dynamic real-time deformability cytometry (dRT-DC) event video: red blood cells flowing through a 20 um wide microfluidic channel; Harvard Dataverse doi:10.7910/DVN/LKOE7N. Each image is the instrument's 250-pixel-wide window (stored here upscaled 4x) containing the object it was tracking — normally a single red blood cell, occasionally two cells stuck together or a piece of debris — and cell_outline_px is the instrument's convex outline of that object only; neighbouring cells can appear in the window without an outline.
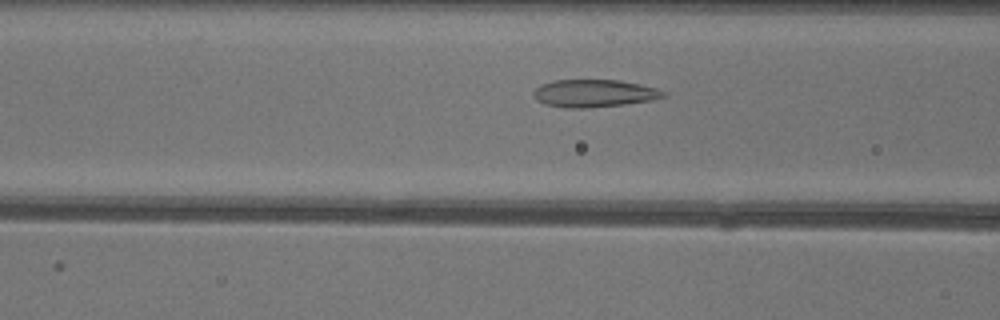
{"species": "common noctule bat (a hibernating species)", "species_latin": "Nyctalus noctula", "temperature_condition": "warm", "stored_images_in_passage": 37, "camera_frame_rate_fps": 3000, "um_per_image_px": 0.085, "animal": {"sex": "female"}, "frame": {"image": 1, "passage_image": 15, "time_ms": 4.667, "image_size_px": [1000, 320], "cell_outline_px": [[664, 96], [652, 100], [624, 104], [588, 108], [564, 108], [544, 104], [536, 100], [532, 96], [532, 92], [540, 84], [552, 80], [620, 80], [640, 84], [656, 88], [664, 92]], "centroid_in_image_um": [50.42, 7.93], "position_along_channel_um": 116.2, "area_um2": 20.98}}
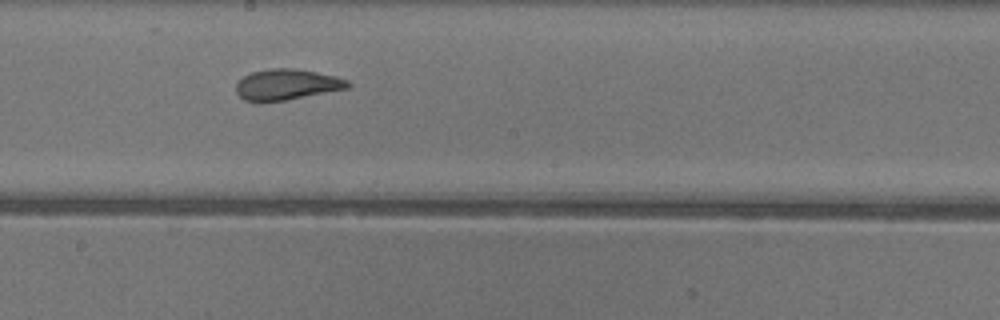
{"frame": {"image": 2, "passage_image": 23, "time_ms": 7.333, "image_size_px": [1000, 320], "cell_outline_px": [[352, 84], [348, 88], [284, 100], [260, 104], [244, 100], [236, 92], [236, 84], [244, 76], [252, 72], [268, 68], [296, 68], [336, 76], [348, 80]], "centroid_in_image_um": [24.34, 7.2], "position_along_channel_um": 223.9, "area_um2": 20.29}}
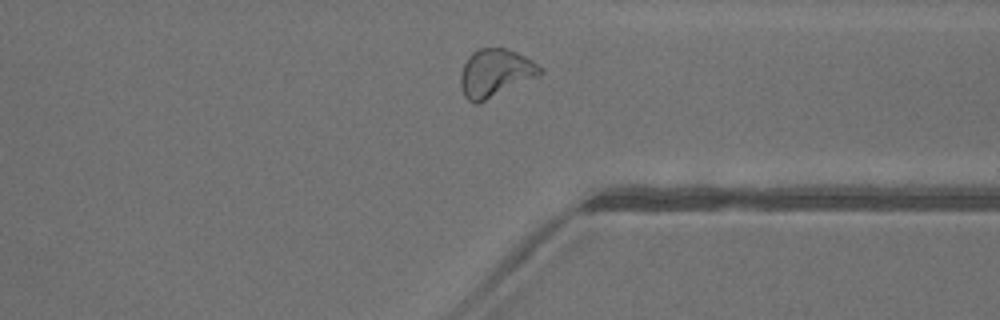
{"frame": {"image": 3, "passage_image": 34, "time_ms": 11.0, "image_size_px": [1000, 320], "cell_outline_px": [[544, 72], [540, 76], [476, 104], [472, 104], [464, 96], [460, 84], [460, 76], [464, 64], [468, 56], [472, 52], [480, 48], [504, 48], [516, 52], [532, 60], [544, 68]], "centroid_in_image_um": [42.12, 6.21], "position_along_channel_um": 369.3, "area_um2": 22.25}, "authors_computed_cell_mechanics": {"area_um2": 21.386, "velocity_mm_per_s": 4.0372, "shape_relaxation_time_tau1_ms": 10.2191, "shape_relaxation_time_tau2_ms": 1.2357, "deformation_change_tau1": 0.2544, "deformation_change_tau2": 0.0845}}